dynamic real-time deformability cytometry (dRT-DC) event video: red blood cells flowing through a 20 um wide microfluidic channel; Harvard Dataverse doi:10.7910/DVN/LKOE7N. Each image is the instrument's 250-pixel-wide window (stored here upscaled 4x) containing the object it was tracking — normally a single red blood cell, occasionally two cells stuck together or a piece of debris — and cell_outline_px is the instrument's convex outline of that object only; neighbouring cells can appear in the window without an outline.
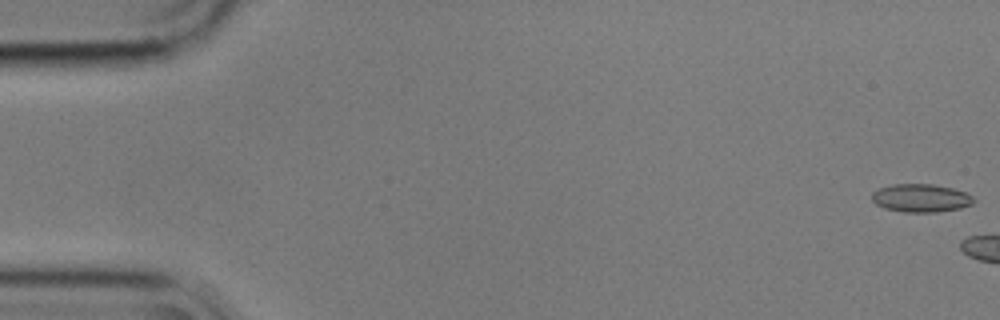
{"species": "common noctule bat (a hibernating species)", "species_latin": "Nyctalus noctula", "temperature_condition": "cold", "stored_images_in_passage": 5, "camera_frame_rate_fps": 3000, "um_per_image_px": 0.085, "animal": {"sex": "male", "body_mass_g": 17.9}, "frame": {"image": 1, "passage_image": 1, "time_ms": 0.0, "image_size_px": [1000, 320], "cell_outline_px": [[976, 200], [972, 204], [960, 208], [936, 212], [904, 212], [884, 208], [876, 204], [872, 200], [872, 192], [880, 188], [892, 184], [932, 184], [952, 188], [964, 192], [972, 196]], "centroid_in_image_um": [78.27, 16.83], "position_along_channel_um": 6.7, "area_um2": 16.65}}